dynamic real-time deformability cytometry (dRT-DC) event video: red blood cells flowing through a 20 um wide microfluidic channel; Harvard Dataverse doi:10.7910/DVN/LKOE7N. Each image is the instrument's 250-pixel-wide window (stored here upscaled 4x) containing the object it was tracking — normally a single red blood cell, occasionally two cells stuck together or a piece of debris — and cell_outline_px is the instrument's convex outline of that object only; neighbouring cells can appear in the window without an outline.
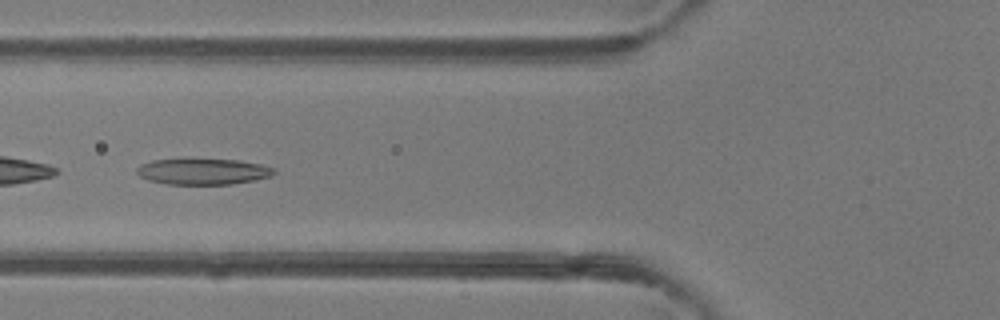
{"species": "common noctule bat (a hibernating species)", "species_latin": "Nyctalus noctula", "temperature_condition": "room temperature", "stored_images_in_passage": 5, "camera_frame_rate_fps": 3000, "um_per_image_px": 0.085, "animal": {"sex": "female"}, "frame": {"image": 1, "passage_image": 5, "time_ms": 4.667, "image_size_px": [1000, 320], "cell_outline_px": [[276, 172], [272, 176], [232, 184], [168, 184], [148, 180], [140, 176], [136, 172], [136, 168], [140, 164], [152, 160], [236, 160], [260, 164], [276, 168]], "centroid_in_image_um": [17.26, 14.59], "position_along_channel_um": 108.5, "area_um2": 20.52}}